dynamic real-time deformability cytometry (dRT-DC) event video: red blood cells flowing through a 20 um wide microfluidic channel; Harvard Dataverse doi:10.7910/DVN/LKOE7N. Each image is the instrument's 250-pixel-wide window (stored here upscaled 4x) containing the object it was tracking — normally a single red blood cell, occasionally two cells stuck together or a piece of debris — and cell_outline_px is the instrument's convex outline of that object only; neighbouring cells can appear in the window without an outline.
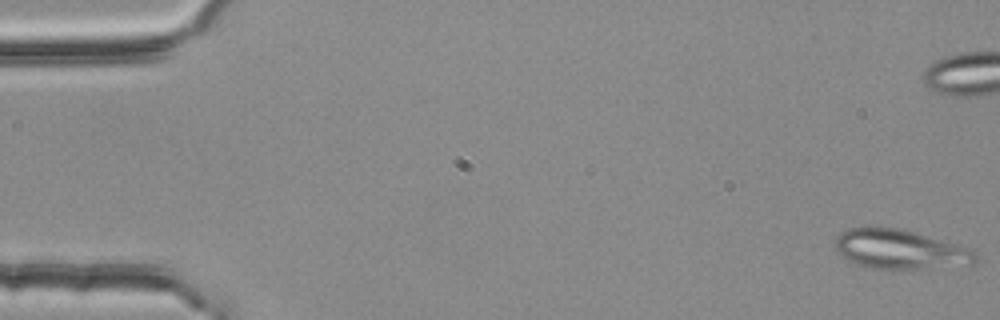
{"species": "common noctule bat (a hibernating species)", "species_latin": "Nyctalus noctula", "temperature_condition": "room temperature", "stored_images_in_passage": 54, "segment_of_instrument_passage": [1, 2], "camera_frame_rate_fps": 3000, "um_per_image_px": 0.085, "animal": {"sex": "female", "body_mass_g": 25.1}, "frame": {"image": 1, "passage_image": 1, "time_ms": 0.0, "image_size_px": [1000, 320], "cell_outline_px": [[980, 260], [972, 264], [912, 272], [872, 268], [856, 264], [840, 256], [836, 252], [836, 236], [840, 232], [848, 228], [872, 224], [896, 228], [916, 232], [972, 248], [980, 256]], "centroid_in_image_um": [76.54, 21.21], "position_along_channel_um": 8.5, "area_um2": 34.16}}